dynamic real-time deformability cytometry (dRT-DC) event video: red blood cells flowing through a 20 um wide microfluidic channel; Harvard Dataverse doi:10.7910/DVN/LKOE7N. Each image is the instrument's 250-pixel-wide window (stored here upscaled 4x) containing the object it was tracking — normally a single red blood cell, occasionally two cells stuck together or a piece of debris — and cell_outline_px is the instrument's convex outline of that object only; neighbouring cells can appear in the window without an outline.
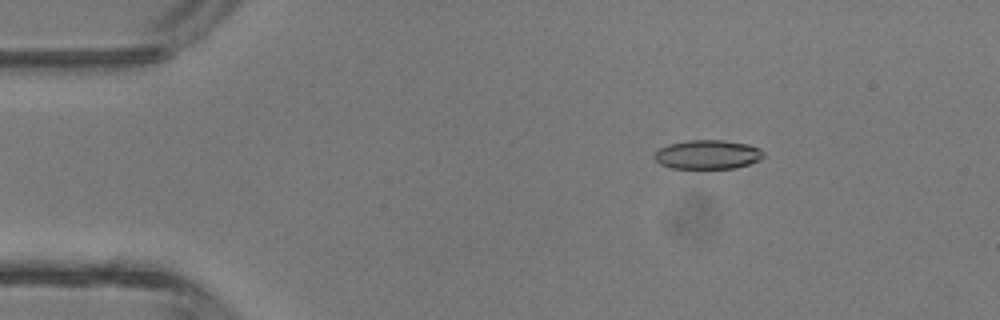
{"species": "common noctule bat (a hibernating species)", "species_latin": "Nyctalus noctula", "temperature_condition": "room temperature", "stored_images_in_passage": 4, "camera_frame_rate_fps": 3000, "um_per_image_px": 0.085, "animal": {"sex": "male", "body_mass_g": 13.3}, "frame": {"image": 1, "passage_image": 2, "time_ms": 1.0, "image_size_px": [1000, 320], "cell_outline_px": [[764, 156], [760, 160], [736, 168], [672, 168], [660, 164], [652, 156], [656, 148], [668, 144], [688, 140], [724, 140], [748, 144], [760, 148], [764, 152]], "centroid_in_image_um": [60.12, 13.12], "position_along_channel_um": 24.9, "area_um2": 18.73}}
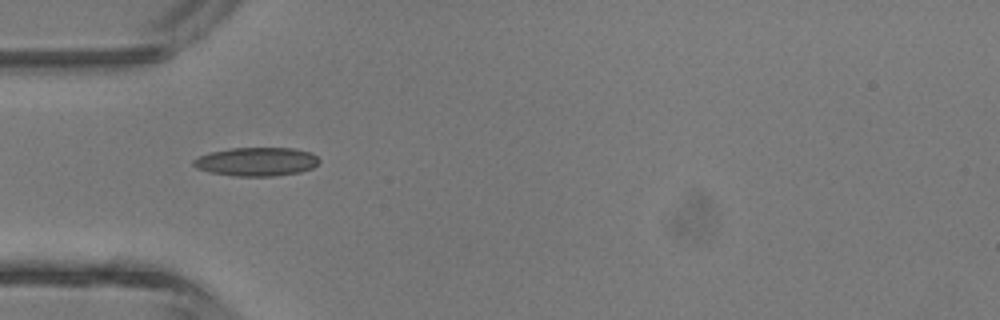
{"frame": {"image": 2, "passage_image": 4, "time_ms": 3.333, "image_size_px": [1000, 320], "cell_outline_px": [[320, 160], [312, 168], [300, 172], [272, 176], [232, 176], [208, 172], [196, 168], [192, 164], [192, 160], [208, 152], [232, 148], [292, 148], [312, 152]], "centroid_in_image_um": [21.77, 13.74], "position_along_channel_um": 63.2, "area_um2": 21.1}}